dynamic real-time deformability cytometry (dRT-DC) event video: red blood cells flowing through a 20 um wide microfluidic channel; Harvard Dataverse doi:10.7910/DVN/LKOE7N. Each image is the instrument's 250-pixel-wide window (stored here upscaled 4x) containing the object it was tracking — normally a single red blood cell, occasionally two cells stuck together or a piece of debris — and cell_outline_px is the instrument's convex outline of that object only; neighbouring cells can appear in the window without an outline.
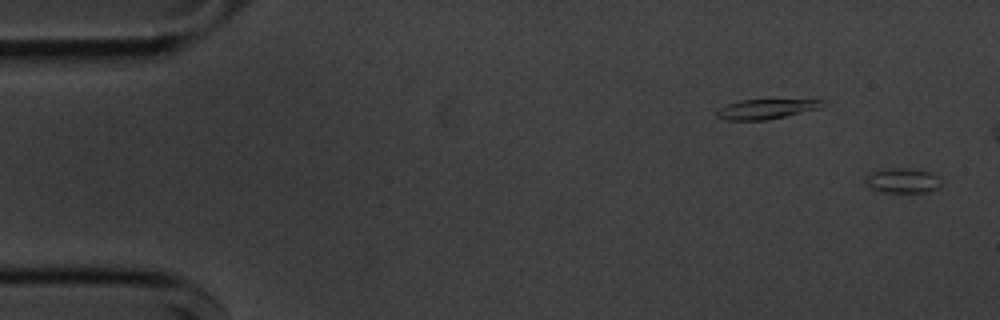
{"species": "common noctule bat (a hibernating species)", "species_latin": "Nyctalus noctula", "temperature_condition": "cold", "stored_images_in_passage": 47, "camera_frame_rate_fps": 3000, "um_per_image_px": 0.085, "animal": {"sex": "male", "body_mass_g": 20.1, "forearm_length_mm": 53.5}, "frame": {"image": 1, "passage_image": 1, "time_ms": 0.0, "image_size_px": [1000, 320], "cell_outline_px": [[940, 184], [936, 188], [928, 192], [884, 192], [872, 188], [864, 180], [868, 176], [876, 172], [888, 168], [904, 168], [928, 172], [936, 176], [940, 180]], "centroid_in_image_um": [76.74, 15.36], "position_along_channel_um": 8.3, "area_um2": 10.46}}
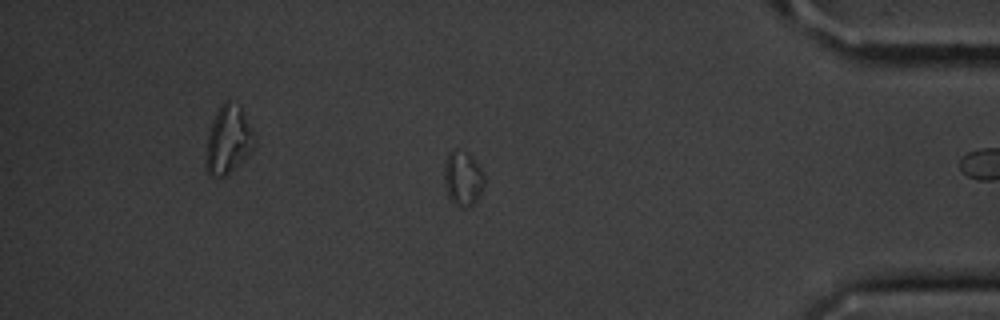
{"frame": {"image": 2, "passage_image": 46, "time_ms": 15.0, "image_size_px": [1000, 320], "cell_outline_px": [[484, 184], [480, 196], [472, 204], [464, 208], [452, 204], [444, 188], [444, 160], [448, 152], [452, 148], [460, 148], [468, 152], [472, 156], [484, 172]], "centroid_in_image_um": [39.31, 15.12], "position_along_channel_um": 395.9, "area_um2": 13.41}}